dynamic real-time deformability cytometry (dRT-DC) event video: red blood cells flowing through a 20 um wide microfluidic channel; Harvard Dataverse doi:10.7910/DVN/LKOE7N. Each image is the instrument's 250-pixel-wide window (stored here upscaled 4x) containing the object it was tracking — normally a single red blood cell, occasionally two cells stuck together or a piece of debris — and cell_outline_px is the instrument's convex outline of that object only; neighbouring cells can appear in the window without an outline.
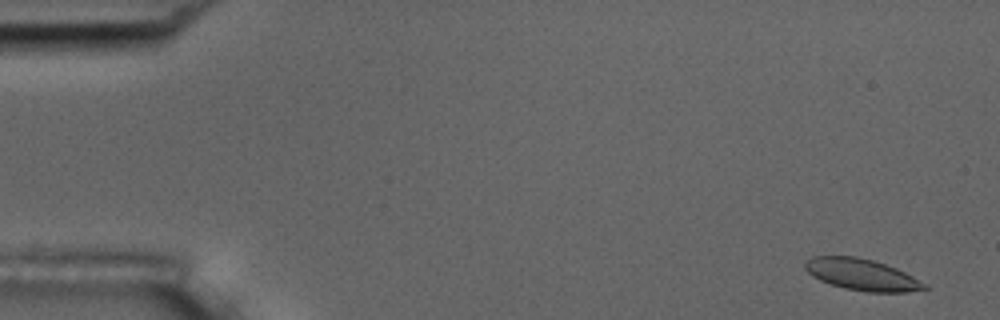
{"species": "common noctule bat (a hibernating species)", "species_latin": "Nyctalus noctula", "temperature_condition": "room temperature", "stored_images_in_passage": 16, "camera_frame_rate_fps": 3000, "um_per_image_px": 0.085, "animal": {"sex": "male", "body_mass_g": 17.5, "forearm_length_mm": 52.3}, "frame": {"image": 1, "passage_image": 3, "time_ms": 0.667, "image_size_px": [1000, 320], "cell_outline_px": [[928, 288], [908, 292], [868, 292], [844, 288], [820, 280], [812, 276], [804, 268], [804, 264], [812, 256], [856, 256], [872, 260], [896, 268], [928, 284]], "centroid_in_image_um": [73.26, 23.34], "position_along_channel_um": 11.7, "area_um2": 21.79}}